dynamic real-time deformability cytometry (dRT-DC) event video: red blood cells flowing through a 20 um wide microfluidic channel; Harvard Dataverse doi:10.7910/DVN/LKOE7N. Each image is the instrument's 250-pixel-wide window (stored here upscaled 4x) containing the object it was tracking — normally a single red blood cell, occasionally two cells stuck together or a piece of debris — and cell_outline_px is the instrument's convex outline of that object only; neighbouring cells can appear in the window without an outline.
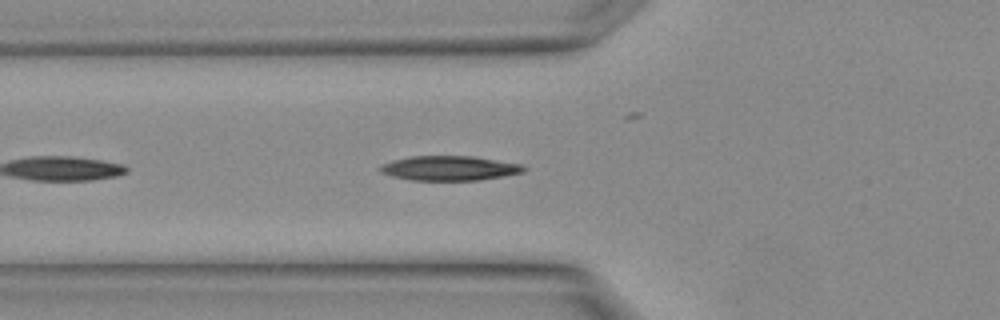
{"species": "Egyptian fruit bat (a non-hibernating species)", "species_latin": "Rousettus aegyptiacus", "temperature_condition": "warm", "stored_images_in_passage": 9, "camera_frame_rate_fps": 3000, "um_per_image_px": 0.085, "animal": {"sex": "female"}, "frame": {"image": 1, "passage_image": 2, "time_ms": 0.333, "image_size_px": [1000, 320], "cell_outline_px": [[528, 168], [524, 172], [504, 176], [480, 180], [412, 180], [392, 176], [380, 172], [376, 168], [380, 164], [392, 160], [408, 156], [476, 156], [524, 164]], "centroid_in_image_um": [38.22, 14.28], "position_along_channel_um": 87.6, "area_um2": 21.04}}
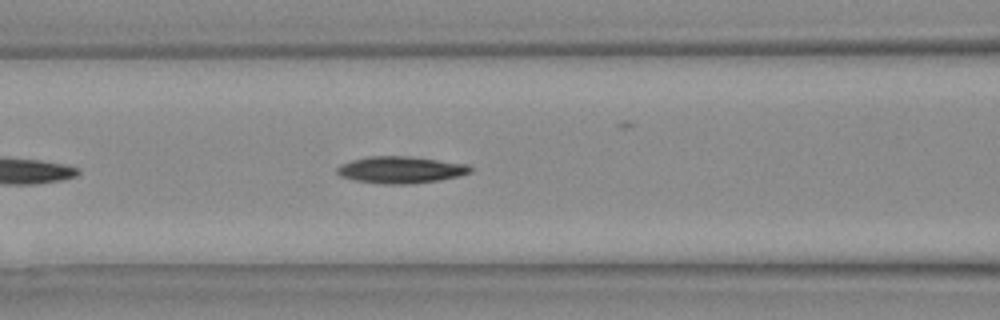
{"frame": {"image": 2, "passage_image": 4, "time_ms": 1.0, "image_size_px": [1000, 320], "cell_outline_px": [[472, 172], [460, 176], [440, 180], [408, 184], [384, 184], [356, 180], [340, 176], [336, 172], [336, 168], [340, 164], [352, 160], [368, 156], [408, 156], [468, 164], [472, 168]], "centroid_in_image_um": [34.07, 14.43], "position_along_channel_um": 132.5, "area_um2": 20.87}}